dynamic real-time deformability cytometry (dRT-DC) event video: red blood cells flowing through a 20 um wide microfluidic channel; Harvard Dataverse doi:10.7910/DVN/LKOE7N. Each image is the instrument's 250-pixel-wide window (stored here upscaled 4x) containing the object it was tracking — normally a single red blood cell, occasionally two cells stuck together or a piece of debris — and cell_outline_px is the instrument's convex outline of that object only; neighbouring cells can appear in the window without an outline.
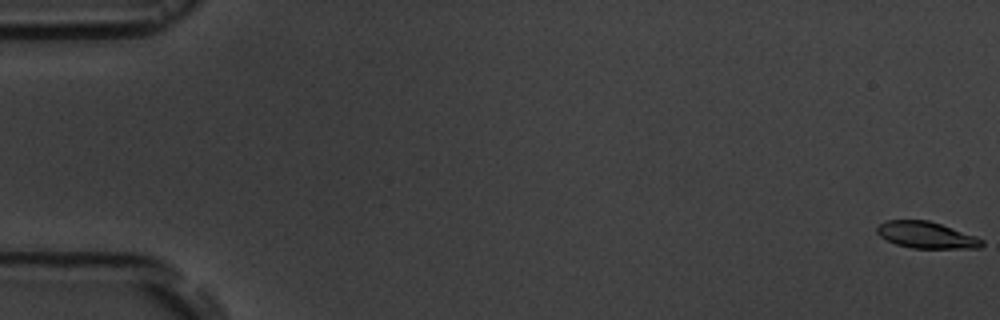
{"species": "common noctule bat (a hibernating species)", "species_latin": "Nyctalus noctula", "temperature_condition": "room temperature", "stored_images_in_passage": 5, "camera_frame_rate_fps": 3000, "um_per_image_px": 0.085, "animal": {"sex": "male", "body_mass_g": 19.5, "forearm_length_mm": 54.6}, "frame": {"image": 1, "passage_image": 1, "time_ms": 0.0, "image_size_px": [1000, 320], "cell_outline_px": [[984, 244], [980, 248], [912, 248], [896, 244], [880, 236], [876, 232], [876, 228], [880, 224], [888, 220], [928, 220], [976, 236], [984, 240]], "centroid_in_image_um": [78.75, 19.98], "position_along_channel_um": 6.2, "area_um2": 16.13}}
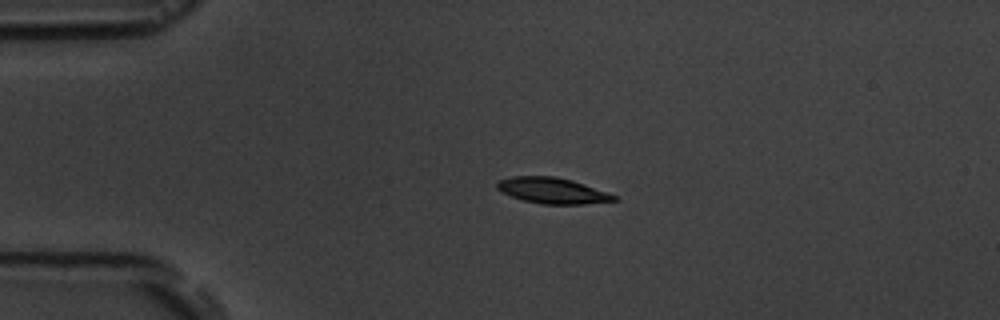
{"frame": {"image": 2, "passage_image": 4, "time_ms": 4.333, "image_size_px": [1000, 320], "cell_outline_px": [[620, 200], [584, 204], [540, 204], [524, 200], [500, 192], [496, 188], [496, 184], [500, 180], [512, 176], [556, 176], [572, 180], [608, 192], [616, 196]], "centroid_in_image_um": [46.96, 16.2], "position_along_channel_um": 38.0, "area_um2": 17.69}}